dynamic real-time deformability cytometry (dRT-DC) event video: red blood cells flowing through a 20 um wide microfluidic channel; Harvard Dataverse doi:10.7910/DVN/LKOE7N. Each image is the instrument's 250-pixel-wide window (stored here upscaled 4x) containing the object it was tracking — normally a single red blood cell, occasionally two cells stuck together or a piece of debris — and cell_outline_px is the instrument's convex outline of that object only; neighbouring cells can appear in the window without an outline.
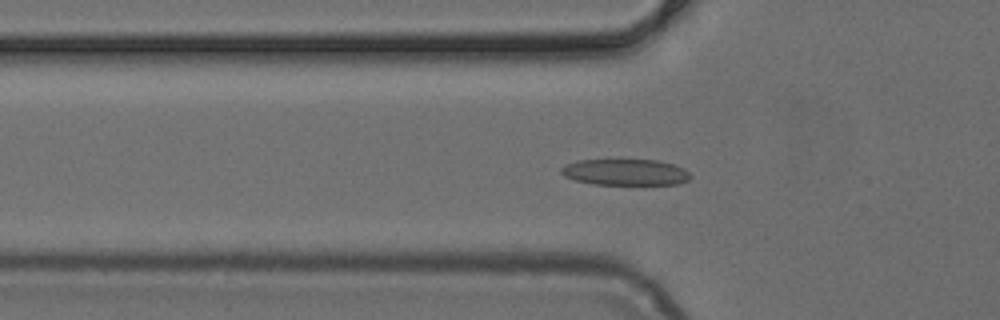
{"species": "common noctule bat (a hibernating species)", "species_latin": "Nyctalus noctula", "temperature_condition": "cold", "stored_images_in_passage": 49, "camera_frame_rate_fps": 3000, "um_per_image_px": 0.085, "animal": {"sex": "female", "body_mass_g": 24.6, "forearm_length_mm": 56.2}, "frame": {"image": 1, "passage_image": 16, "time_ms": 5.0, "image_size_px": [1000, 320], "cell_outline_px": [[692, 176], [688, 180], [676, 184], [592, 184], [576, 180], [564, 176], [560, 172], [560, 168], [564, 164], [576, 160], [660, 160], [684, 168]], "centroid_in_image_um": [53.13, 14.63], "position_along_channel_um": 72.7, "area_um2": 19.77}}
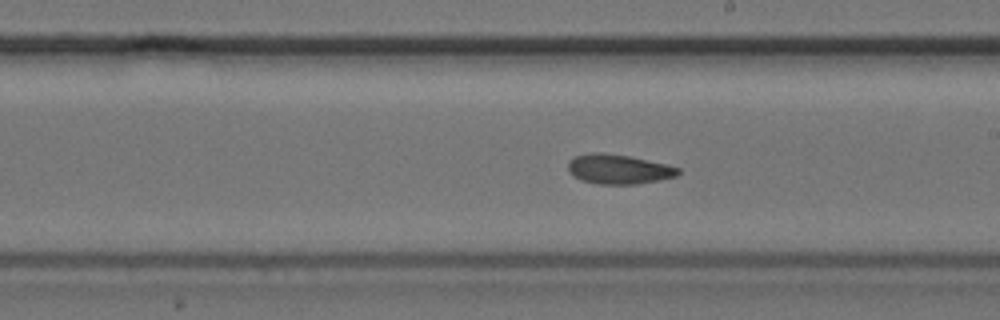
{"frame": {"image": 2, "passage_image": 28, "time_ms": 9.0, "image_size_px": [1000, 320], "cell_outline_px": [[680, 172], [676, 176], [660, 180], [636, 184], [600, 184], [580, 180], [568, 172], [568, 164], [576, 156], [592, 152], [604, 152], [628, 156], [668, 164], [680, 168]], "centroid_in_image_um": [52.6, 14.38], "position_along_channel_um": 236.4, "area_um2": 19.02}}
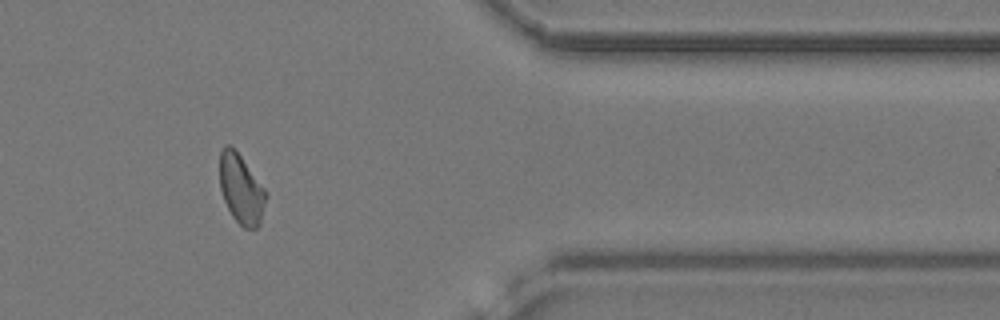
{"frame": {"image": 3, "passage_image": 41, "time_ms": 13.333, "image_size_px": [1000, 320], "cell_outline_px": [[268, 196], [260, 224], [256, 228], [244, 228], [232, 216], [224, 200], [220, 188], [220, 152], [224, 144], [228, 144], [240, 156], [268, 192]], "centroid_in_image_um": [20.52, 16.09], "position_along_channel_um": 390.9, "area_um2": 18.67}}